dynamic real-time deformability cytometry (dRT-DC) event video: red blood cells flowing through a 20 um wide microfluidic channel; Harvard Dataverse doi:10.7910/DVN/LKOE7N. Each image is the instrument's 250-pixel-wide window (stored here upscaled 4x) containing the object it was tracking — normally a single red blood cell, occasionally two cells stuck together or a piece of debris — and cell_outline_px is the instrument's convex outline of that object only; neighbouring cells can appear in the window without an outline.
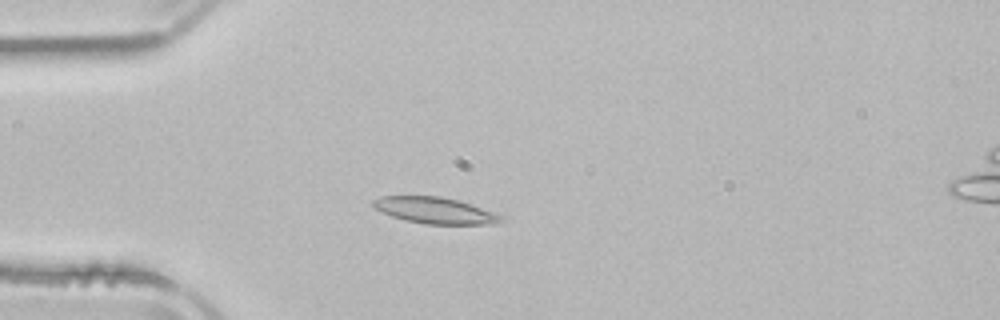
{"species": "common noctule bat (a hibernating species)", "species_latin": "Nyctalus noctula", "temperature_condition": "room temperature", "stored_images_in_passage": 52, "camera_frame_rate_fps": 3000, "um_per_image_px": 0.085, "animal": {"sex": "male", "body_mass_g": 21.5, "forearm_length_mm": 52.0}, "frame": {"image": 1, "passage_image": 13, "time_ms": 4.0, "image_size_px": [1000, 320], "cell_outline_px": [[508, 216], [504, 220], [496, 224], [424, 224], [404, 220], [392, 216], [376, 208], [372, 204], [372, 200], [380, 196], [440, 196], [472, 204]], "centroid_in_image_um": [37.06, 17.89], "position_along_channel_um": 47.9, "area_um2": 19.83}}
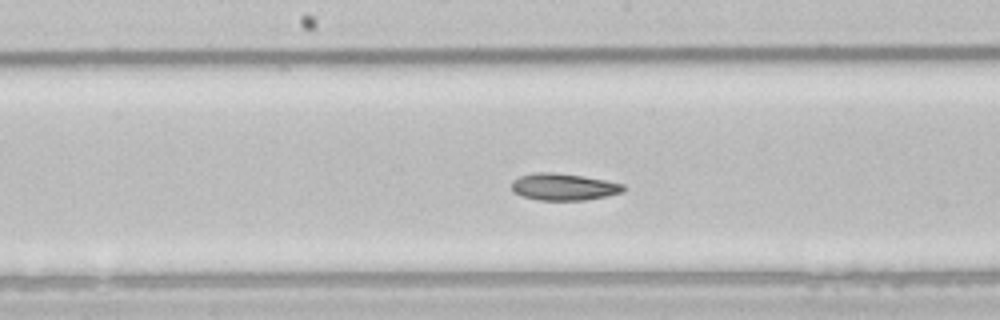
{"frame": {"image": 2, "passage_image": 26, "time_ms": 8.333, "image_size_px": [1000, 320], "cell_outline_px": [[624, 192], [608, 196], [584, 200], [540, 200], [520, 196], [512, 188], [512, 180], [520, 176], [532, 172], [552, 172], [584, 176], [624, 184]], "centroid_in_image_um": [47.91, 15.88], "position_along_channel_um": 200.3, "area_um2": 17.57}}
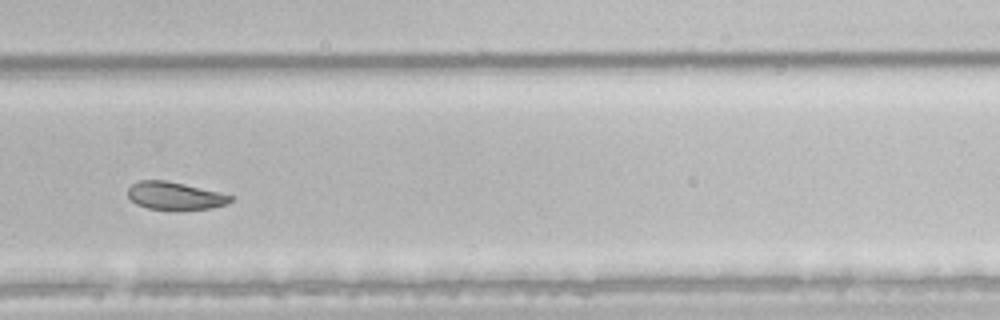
{"frame": {"image": 3, "passage_image": 35, "time_ms": 11.333, "image_size_px": [1000, 320], "cell_outline_px": [[232, 200], [224, 204], [212, 208], [148, 208], [136, 204], [128, 196], [128, 188], [132, 184], [140, 180], [164, 180], [184, 184], [220, 192], [232, 196]], "centroid_in_image_um": [14.83, 16.61], "position_along_channel_um": 315.0, "area_um2": 16.01}, "authors_computed_cell_mechanics": {"area_um2": 19.7676, "velocity_mm_per_s": 3.8454, "shape_relaxation_time_tau1_ms": 5.2635, "shape_relaxation_time_tau2_ms": 5.4441, "deformation_change_tau1": 0.1277, "deformation_change_tau2": 0.0741}}